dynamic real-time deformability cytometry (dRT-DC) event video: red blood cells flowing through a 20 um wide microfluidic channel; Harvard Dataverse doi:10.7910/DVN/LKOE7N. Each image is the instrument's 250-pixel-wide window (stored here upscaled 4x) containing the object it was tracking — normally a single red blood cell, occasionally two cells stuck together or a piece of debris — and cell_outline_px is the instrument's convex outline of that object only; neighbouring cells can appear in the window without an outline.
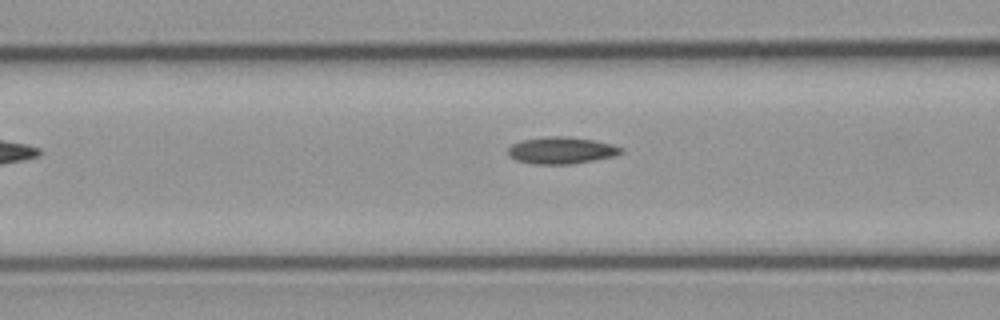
{"species": "common noctule bat (a hibernating species)", "species_latin": "Nyctalus noctula", "temperature_condition": "cold", "stored_images_in_passage": 13, "camera_frame_rate_fps": 3000, "um_per_image_px": 0.085, "animal": {"sex": "male", "body_mass_g": 23.1, "forearm_length_mm": 52.7}, "frame": {"image": 1, "passage_image": 8, "time_ms": 2.333, "image_size_px": [1000, 320], "cell_outline_px": [[624, 152], [612, 156], [572, 164], [532, 164], [516, 160], [508, 156], [508, 148], [512, 144], [524, 140], [544, 136], [568, 136], [592, 140], [612, 144], [624, 148]], "centroid_in_image_um": [47.7, 12.78], "position_along_channel_um": 118.9, "area_um2": 17.69}}
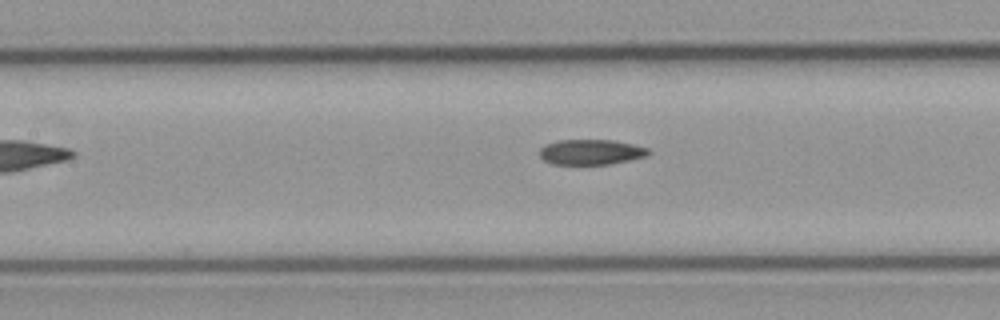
{"frame": {"image": 2, "passage_image": 11, "time_ms": 3.333, "image_size_px": [1000, 320], "cell_outline_px": [[652, 152], [644, 156], [628, 160], [608, 164], [552, 164], [544, 160], [540, 156], [540, 148], [544, 144], [556, 140], [612, 140], [632, 144], [648, 148]], "centroid_in_image_um": [50.19, 12.91], "position_along_channel_um": 157.2, "area_um2": 15.95}}